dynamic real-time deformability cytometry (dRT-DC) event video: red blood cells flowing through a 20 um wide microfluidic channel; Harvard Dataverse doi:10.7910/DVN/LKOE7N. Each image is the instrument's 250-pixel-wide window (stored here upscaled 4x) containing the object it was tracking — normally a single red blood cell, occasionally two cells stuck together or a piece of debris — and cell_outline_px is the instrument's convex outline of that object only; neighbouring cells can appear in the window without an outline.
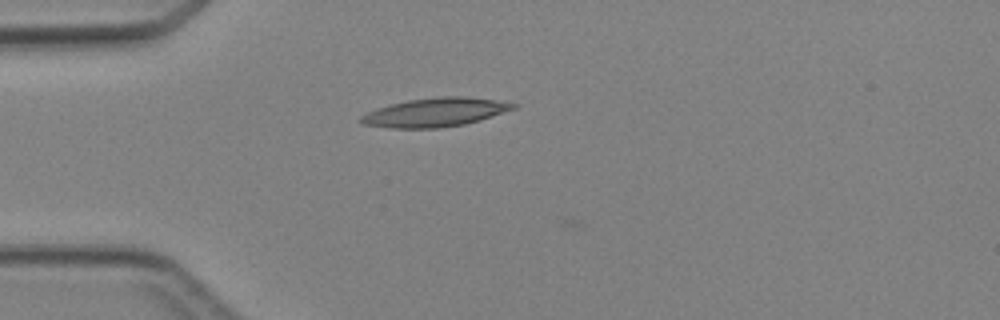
{"species": "Egyptian fruit bat (a non-hibernating species)", "species_latin": "Rousettus aegyptiacus", "temperature_condition": "cold", "stored_images_in_passage": 5, "camera_frame_rate_fps": 3000, "um_per_image_px": 0.085, "animal": {"sex": "female"}, "frame": {"image": 1, "passage_image": 4, "time_ms": 3.667, "image_size_px": [1000, 320], "cell_outline_px": [[520, 104], [516, 108], [480, 120], [464, 124], [436, 128], [392, 128], [364, 124], [360, 120], [360, 116], [376, 108], [408, 100], [440, 96], [464, 96]], "centroid_in_image_um": [37.0, 9.54], "position_along_channel_um": 48.0, "area_um2": 25.26}}